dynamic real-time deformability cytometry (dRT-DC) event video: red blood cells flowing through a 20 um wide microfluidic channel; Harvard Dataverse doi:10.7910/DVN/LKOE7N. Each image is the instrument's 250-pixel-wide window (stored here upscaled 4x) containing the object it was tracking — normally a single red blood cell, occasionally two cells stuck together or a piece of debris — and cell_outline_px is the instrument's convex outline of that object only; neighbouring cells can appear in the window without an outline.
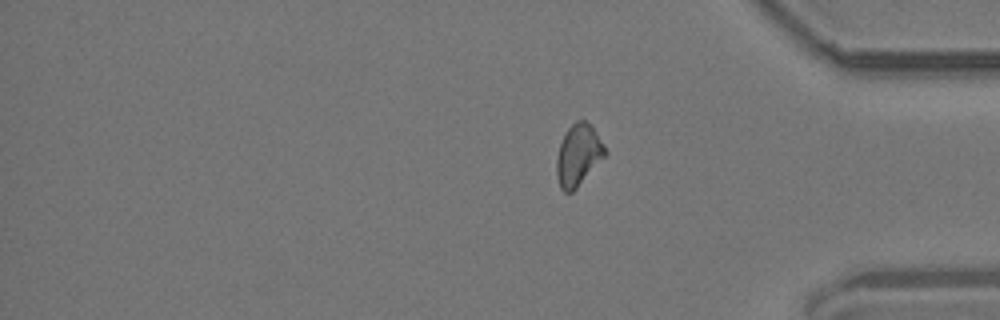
{"species": "common noctule bat (a hibernating species)", "species_latin": "Nyctalus noctula", "temperature_condition": "room temperature", "stored_images_in_passage": 15, "segment_of_instrument_passage": [2, 2], "camera_frame_rate_fps": 3000, "um_per_image_px": 0.085, "animal": {"sex": "male", "body_mass_g": 19.2, "forearm_length_mm": 51.8}, "frame": {"image": 1, "passage_image": 15, "time_ms": 4.667, "image_size_px": [1000, 320], "cell_outline_px": [[608, 152], [576, 188], [572, 192], [564, 192], [560, 188], [556, 176], [556, 160], [560, 144], [568, 128], [576, 120], [584, 120], [592, 124]], "centroid_in_image_um": [49.15, 13.16], "position_along_channel_um": 386.0, "area_um2": 17.28}}